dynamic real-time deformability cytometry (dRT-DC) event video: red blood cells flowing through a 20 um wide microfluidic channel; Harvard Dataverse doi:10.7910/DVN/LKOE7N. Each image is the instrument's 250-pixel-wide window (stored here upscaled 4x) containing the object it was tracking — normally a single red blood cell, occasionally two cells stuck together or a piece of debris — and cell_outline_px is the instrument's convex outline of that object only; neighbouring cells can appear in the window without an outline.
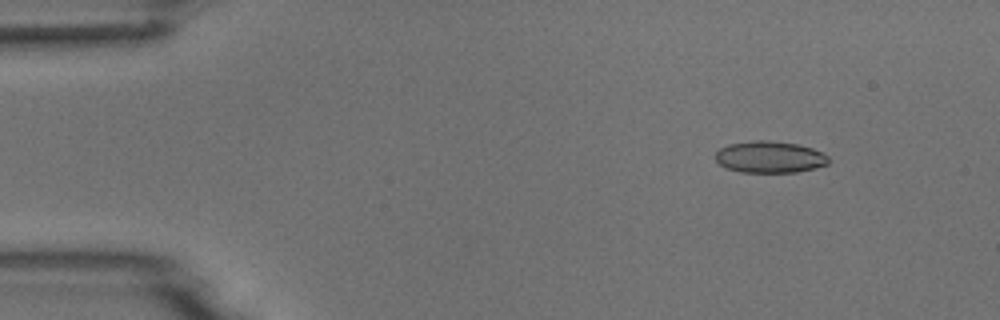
{"species": "common noctule bat (a hibernating species)", "species_latin": "Nyctalus noctula", "temperature_condition": "room temperature", "stored_images_in_passage": 9, "camera_frame_rate_fps": 3000, "um_per_image_px": 0.085, "animal": {"sex": "male", "body_mass_g": 18.8}, "frame": {"image": 1, "passage_image": 2, "time_ms": 1.0, "image_size_px": [1000, 320], "cell_outline_px": [[828, 164], [816, 168], [796, 172], [740, 172], [728, 168], [720, 164], [716, 160], [716, 152], [720, 148], [728, 144], [752, 140], [768, 140], [796, 144], [812, 148], [828, 156]], "centroid_in_image_um": [65.42, 13.34], "position_along_channel_um": 19.6, "area_um2": 20.81}}